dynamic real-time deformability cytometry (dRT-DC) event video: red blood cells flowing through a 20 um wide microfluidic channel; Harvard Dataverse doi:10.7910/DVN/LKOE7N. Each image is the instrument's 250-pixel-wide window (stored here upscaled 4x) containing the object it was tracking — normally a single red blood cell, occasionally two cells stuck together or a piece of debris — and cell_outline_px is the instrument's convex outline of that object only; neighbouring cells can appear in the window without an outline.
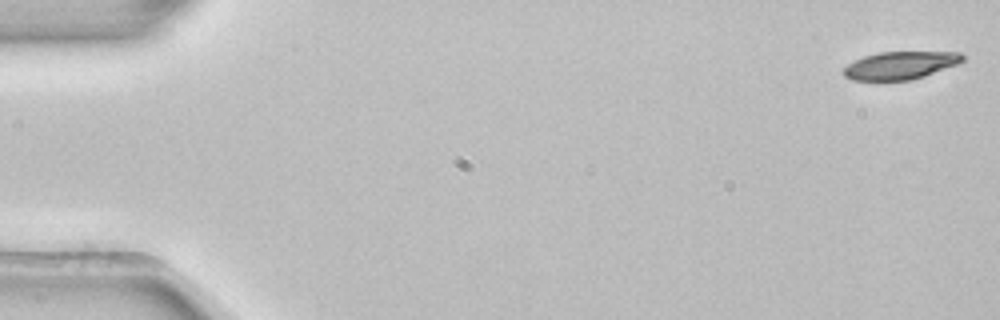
{"species": "common noctule bat (a hibernating species)", "species_latin": "Nyctalus noctula", "temperature_condition": "room temperature", "stored_images_in_passage": 4, "camera_frame_rate_fps": 3000, "um_per_image_px": 0.085, "animal": {"sex": "female", "body_mass_g": 22.7, "forearm_length_mm": 54.2}, "frame": {"image": 1, "passage_image": 1, "time_ms": 0.0, "image_size_px": [1000, 320], "cell_outline_px": [[964, 60], [960, 64], [912, 80], [852, 80], [844, 76], [840, 72], [848, 64], [864, 56], [880, 52], [960, 52], [964, 56]], "centroid_in_image_um": [76.54, 5.56], "position_along_channel_um": 8.5, "area_um2": 19.36}}
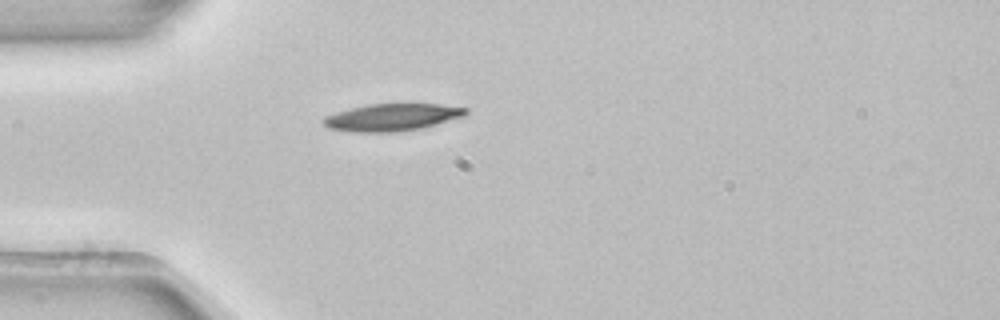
{"frame": {"image": 2, "passage_image": 4, "time_ms": 1.0, "image_size_px": [1000, 320], "cell_outline_px": [[468, 116], [420, 128], [396, 132], [352, 132], [328, 128], [320, 120], [324, 116], [336, 112], [368, 104], [440, 104], [468, 108]], "centroid_in_image_um": [33.34, 9.97], "position_along_channel_um": 51.7, "area_um2": 22.72}}